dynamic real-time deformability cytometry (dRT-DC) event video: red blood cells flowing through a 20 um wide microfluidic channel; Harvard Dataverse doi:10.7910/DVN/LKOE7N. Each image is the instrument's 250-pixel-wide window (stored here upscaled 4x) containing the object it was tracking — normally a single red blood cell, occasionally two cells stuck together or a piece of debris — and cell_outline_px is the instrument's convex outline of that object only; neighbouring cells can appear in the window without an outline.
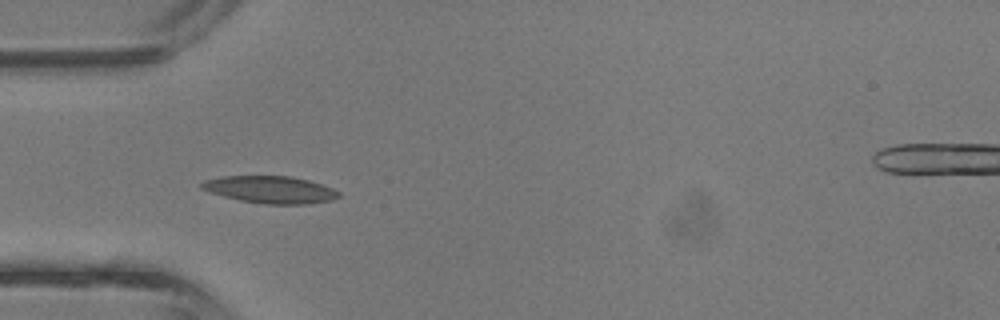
{"species": "common noctule bat (a hibernating species)", "species_latin": "Nyctalus noctula", "temperature_condition": "room temperature", "stored_images_in_passage": 2, "camera_frame_rate_fps": 3000, "um_per_image_px": 0.085, "animal": {"sex": "male", "body_mass_g": 13.3}, "frame": {"image": 1, "passage_image": 2, "time_ms": 0.333, "image_size_px": [1000, 320], "cell_outline_px": [[340, 196], [332, 200], [308, 204], [264, 204], [240, 200], [208, 192], [200, 188], [200, 184], [204, 180], [220, 176], [292, 176], [308, 180], [332, 188], [340, 192]], "centroid_in_image_um": [22.96, 16.11], "position_along_channel_um": 62.0, "area_um2": 21.79}}